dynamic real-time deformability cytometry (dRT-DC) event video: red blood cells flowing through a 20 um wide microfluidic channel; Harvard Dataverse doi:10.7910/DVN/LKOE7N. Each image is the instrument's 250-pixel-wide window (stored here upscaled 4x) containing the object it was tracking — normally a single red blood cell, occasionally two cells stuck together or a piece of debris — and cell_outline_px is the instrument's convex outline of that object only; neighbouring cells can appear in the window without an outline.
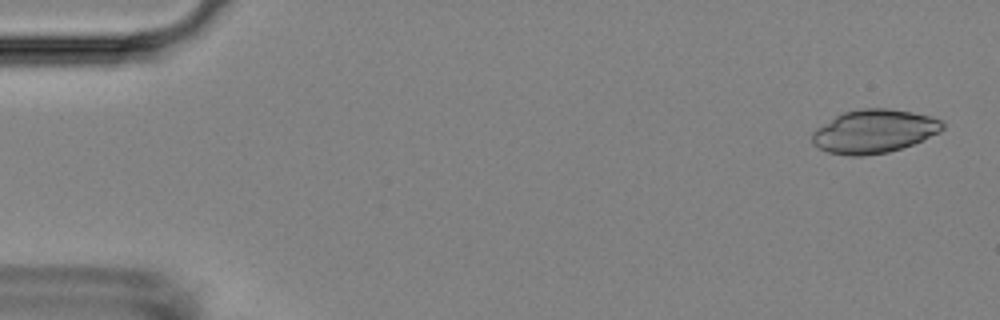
{"species": "Egyptian fruit bat (a non-hibernating species)", "species_latin": "Rousettus aegyptiacus", "temperature_condition": "room temperature", "stored_images_in_passage": 53, "camera_frame_rate_fps": 3000, "um_per_image_px": 0.085, "animal": {"sex": "female"}, "frame": {"image": 1, "passage_image": 2, "time_ms": 0.333, "image_size_px": [1000, 320], "cell_outline_px": [[944, 128], [940, 132], [912, 144], [888, 152], [864, 156], [848, 156], [828, 152], [812, 144], [812, 132], [816, 128], [836, 116], [844, 112], [864, 108], [888, 108], [912, 112], [928, 116], [940, 120], [944, 124]], "centroid_in_image_um": [74.27, 11.17], "position_along_channel_um": 10.7, "area_um2": 32.83}}
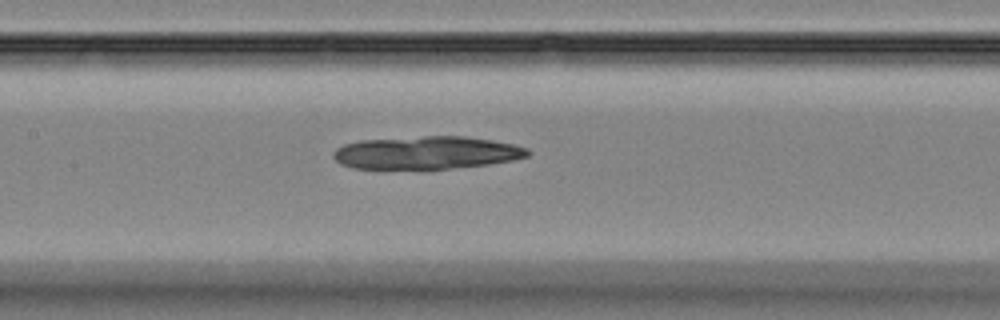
{"frame": {"image": 2, "passage_image": 25, "time_ms": 8.0, "image_size_px": [1000, 320], "cell_outline_px": [[532, 152], [528, 156], [512, 160], [488, 164], [448, 168], [352, 168], [340, 164], [332, 156], [332, 152], [336, 148], [344, 144], [360, 140], [424, 136], [464, 136], [492, 140], [512, 144], [528, 148]], "centroid_in_image_um": [36.24, 12.97], "position_along_channel_um": 171.2, "area_um2": 36.99}}
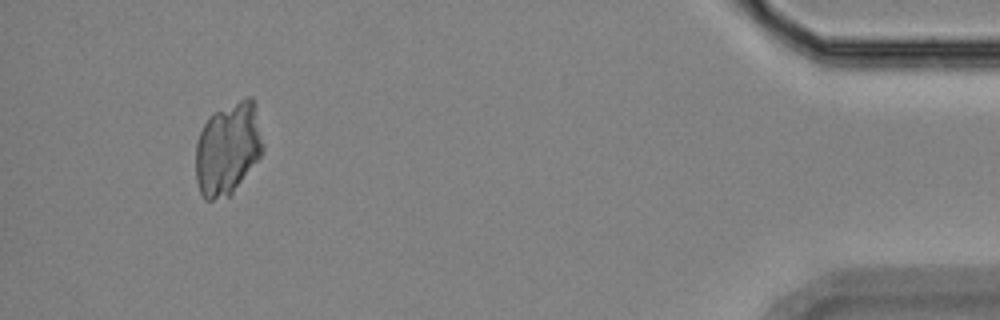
{"frame": {"image": 3, "passage_image": 50, "time_ms": 16.333, "image_size_px": [1000, 320], "cell_outline_px": [[264, 148], [260, 156], [232, 192], [228, 196], [212, 200], [204, 200], [200, 192], [196, 180], [196, 144], [200, 132], [208, 116], [212, 112], [244, 96], [252, 96], [256, 104], [264, 144]], "centroid_in_image_um": [19.38, 12.56], "position_along_channel_um": 415.8, "area_um2": 36.59}}